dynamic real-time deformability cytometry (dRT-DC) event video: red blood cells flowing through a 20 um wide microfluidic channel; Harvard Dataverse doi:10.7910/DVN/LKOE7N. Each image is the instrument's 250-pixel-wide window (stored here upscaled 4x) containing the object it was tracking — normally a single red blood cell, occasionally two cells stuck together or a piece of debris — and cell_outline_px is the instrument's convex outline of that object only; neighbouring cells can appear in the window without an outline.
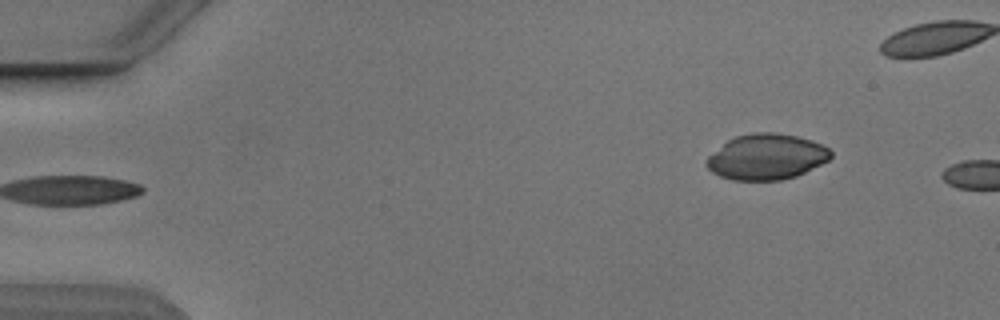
{"species": "Egyptian fruit bat (a non-hibernating species)", "species_latin": "Rousettus aegyptiacus", "temperature_condition": "cold", "stored_images_in_passage": 6, "camera_frame_rate_fps": 3000, "um_per_image_px": 0.085, "animal": {"sex": "male"}, "frame": {"image": 1, "passage_image": 6, "time_ms": 5.667, "image_size_px": [1000, 320], "cell_outline_px": [[832, 156], [828, 160], [796, 176], [780, 180], [732, 180], [720, 176], [712, 172], [704, 164], [704, 160], [708, 156], [728, 140], [736, 136], [752, 132], [772, 132], [796, 136], [812, 140], [828, 148], [832, 152]], "centroid_in_image_um": [65.12, 13.33], "position_along_channel_um": 19.9, "area_um2": 32.95}}